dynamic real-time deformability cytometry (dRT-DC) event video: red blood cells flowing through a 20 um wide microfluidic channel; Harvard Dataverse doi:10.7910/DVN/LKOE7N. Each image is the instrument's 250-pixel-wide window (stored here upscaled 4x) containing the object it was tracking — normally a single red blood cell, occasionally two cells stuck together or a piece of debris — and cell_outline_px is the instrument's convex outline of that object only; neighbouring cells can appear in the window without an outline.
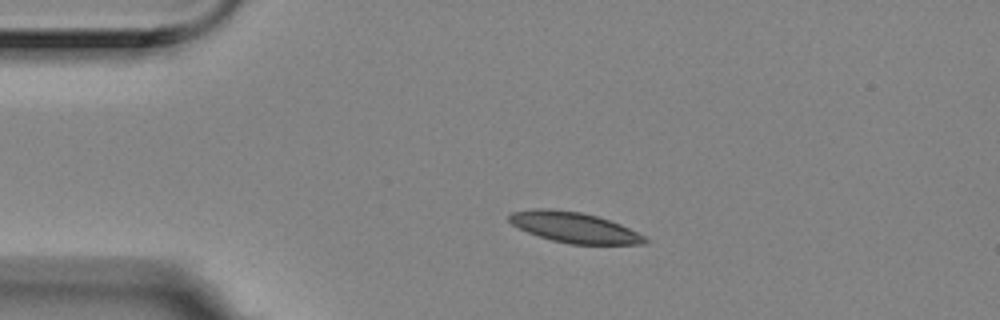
{"species": "Egyptian fruit bat (a non-hibernating species)", "species_latin": "Rousettus aegyptiacus", "temperature_condition": "room temperature", "stored_images_in_passage": 3, "camera_frame_rate_fps": 3000, "um_per_image_px": 0.085, "animal": {"sex": "female"}, "frame": {"image": 1, "passage_image": 2, "time_ms": 0.333, "image_size_px": [1000, 320], "cell_outline_px": [[648, 240], [644, 244], [568, 244], [552, 240], [528, 232], [512, 224], [508, 220], [508, 216], [512, 212], [532, 208], [552, 208], [580, 212], [596, 216], [620, 224], [644, 236]], "centroid_in_image_um": [48.77, 19.32], "position_along_channel_um": 36.2, "area_um2": 23.93}}